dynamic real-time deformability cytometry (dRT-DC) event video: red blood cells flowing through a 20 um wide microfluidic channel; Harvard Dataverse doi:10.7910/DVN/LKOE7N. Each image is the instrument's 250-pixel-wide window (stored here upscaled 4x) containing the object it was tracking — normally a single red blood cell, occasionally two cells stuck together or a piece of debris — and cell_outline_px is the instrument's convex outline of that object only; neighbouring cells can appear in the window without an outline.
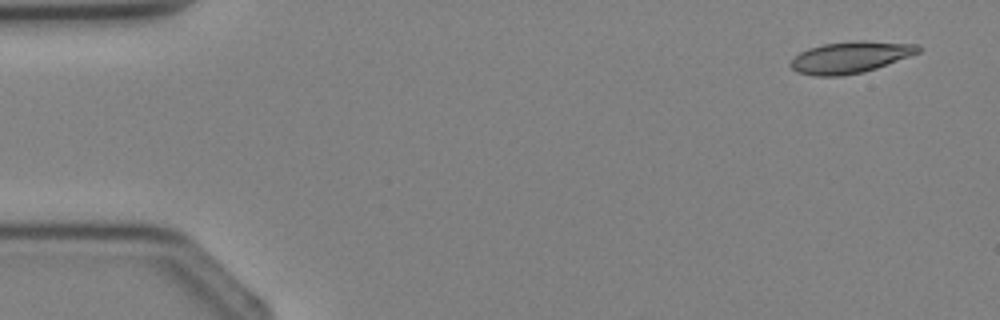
{"species": "Egyptian fruit bat (a non-hibernating species)", "species_latin": "Rousettus aegyptiacus", "temperature_condition": "cold", "stored_images_in_passage": 3, "camera_frame_rate_fps": 3000, "um_per_image_px": 0.085, "animal": {"sex": "female"}, "frame": {"image": 1, "passage_image": 1, "time_ms": 0.0, "image_size_px": [1000, 320], "cell_outline_px": [[920, 52], [876, 68], [864, 72], [840, 76], [816, 76], [796, 72], [788, 64], [800, 52], [808, 48], [824, 44], [852, 40], [864, 40], [920, 44]], "centroid_in_image_um": [72.28, 4.86], "position_along_channel_um": 12.7, "area_um2": 23.58}}
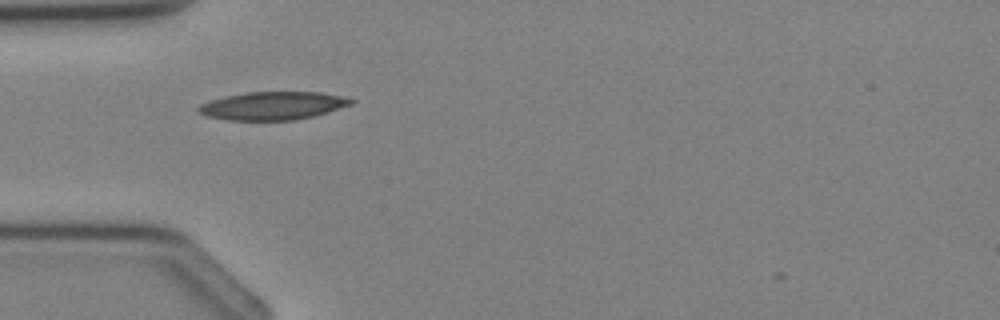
{"frame": {"image": 2, "passage_image": 3, "time_ms": 3.0, "image_size_px": [1000, 320], "cell_outline_px": [[356, 100], [352, 104], [328, 112], [296, 120], [228, 120], [208, 116], [196, 112], [196, 108], [200, 104], [212, 100], [228, 96], [248, 92], [320, 92], [340, 96]], "centroid_in_image_um": [23.18, 8.99], "position_along_channel_um": 61.8, "area_um2": 24.8}}